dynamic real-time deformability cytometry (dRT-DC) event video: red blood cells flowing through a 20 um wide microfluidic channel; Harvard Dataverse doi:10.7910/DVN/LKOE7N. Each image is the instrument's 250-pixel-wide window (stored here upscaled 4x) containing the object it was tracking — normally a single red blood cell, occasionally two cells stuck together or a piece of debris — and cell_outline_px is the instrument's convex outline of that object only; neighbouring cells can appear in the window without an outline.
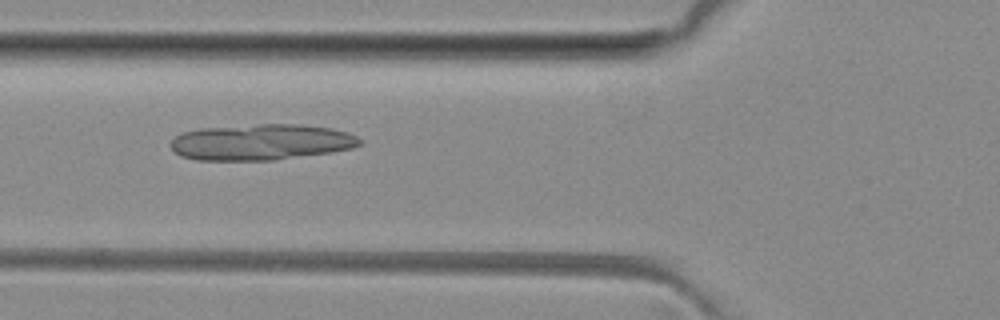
{"species": "common noctule bat (a hibernating species)", "species_latin": "Nyctalus noctula", "temperature_condition": "room temperature", "stored_images_in_passage": 5, "camera_frame_rate_fps": 3000, "um_per_image_px": 0.085, "animal": {"sex": "female", "body_mass_g": 29.2, "forearm_length_mm": 56.3}, "frame": {"image": 1, "passage_image": 3, "time_ms": 2.333, "image_size_px": [1000, 320], "cell_outline_px": [[360, 144], [352, 148], [332, 152], [272, 160], [196, 160], [180, 156], [168, 144], [176, 136], [184, 132], [200, 128], [260, 124], [300, 124], [332, 128], [348, 132], [356, 136], [360, 140]], "centroid_in_image_um": [22.18, 12.08], "position_along_channel_um": 103.6, "area_um2": 39.65}}
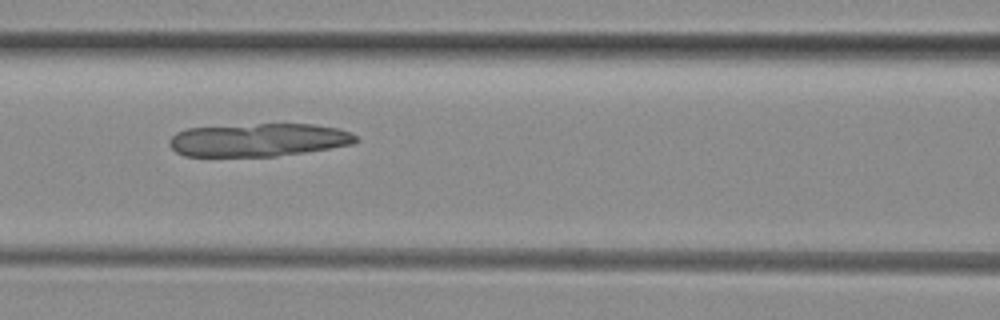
{"frame": {"image": 2, "passage_image": 4, "time_ms": 3.333, "image_size_px": [1000, 320], "cell_outline_px": [[360, 140], [352, 144], [304, 152], [276, 156], [184, 156], [176, 152], [168, 144], [168, 140], [176, 132], [188, 128], [256, 124], [312, 124], [336, 128], [352, 132]], "centroid_in_image_um": [21.95, 11.89], "position_along_channel_um": 144.6, "area_um2": 35.89}}
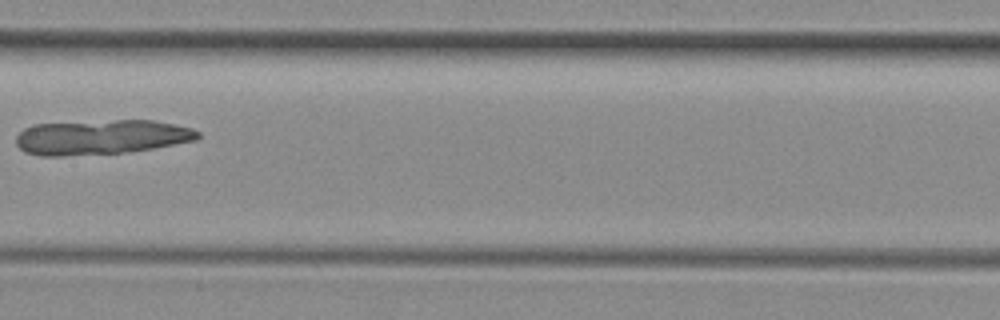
{"frame": {"image": 3, "passage_image": 5, "time_ms": 4.667, "image_size_px": [1000, 320], "cell_outline_px": [[200, 136], [196, 140], [152, 148], [128, 152], [64, 156], [40, 156], [24, 152], [16, 144], [16, 136], [24, 128], [32, 124], [116, 120], [152, 120], [192, 128], [200, 132]], "centroid_in_image_um": [8.56, 11.66], "position_along_channel_um": 198.8, "area_um2": 36.88}}